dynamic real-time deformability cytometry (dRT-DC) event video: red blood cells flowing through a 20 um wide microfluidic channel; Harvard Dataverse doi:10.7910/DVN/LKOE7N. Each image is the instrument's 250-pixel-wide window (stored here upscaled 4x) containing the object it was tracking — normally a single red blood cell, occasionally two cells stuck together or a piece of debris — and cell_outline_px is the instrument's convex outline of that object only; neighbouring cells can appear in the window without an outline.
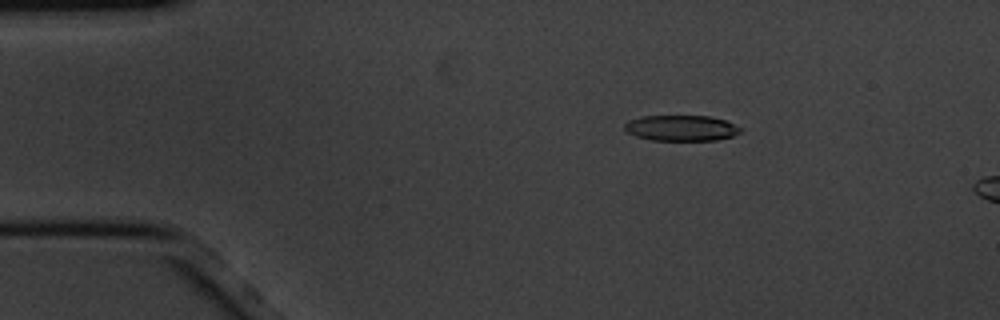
{"species": "common noctule bat (a hibernating species)", "species_latin": "Nyctalus noctula", "temperature_condition": "cold", "stored_images_in_passage": 5, "camera_frame_rate_fps": 3000, "um_per_image_px": 0.085, "animal": {"sex": "male", "body_mass_g": 20.1, "forearm_length_mm": 53.5}, "frame": {"image": 1, "passage_image": 3, "time_ms": 0.667, "image_size_px": [1000, 320], "cell_outline_px": [[740, 132], [732, 136], [716, 140], [652, 140], [636, 136], [628, 132], [624, 128], [624, 124], [628, 120], [644, 116], [708, 116], [724, 120], [740, 128]], "centroid_in_image_um": [57.87, 10.88], "position_along_channel_um": 27.1, "area_um2": 17.11}}